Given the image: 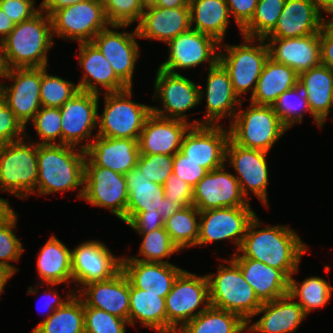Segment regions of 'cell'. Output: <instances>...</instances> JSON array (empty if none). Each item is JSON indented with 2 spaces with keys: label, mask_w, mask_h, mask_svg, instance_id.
I'll use <instances>...</instances> for the list:
<instances>
[{
  "label": "cell",
  "mask_w": 333,
  "mask_h": 333,
  "mask_svg": "<svg viewBox=\"0 0 333 333\" xmlns=\"http://www.w3.org/2000/svg\"><path fill=\"white\" fill-rule=\"evenodd\" d=\"M260 224L261 221L255 215L247 227L239 250L232 257L258 260L281 270L288 278L298 273L302 255L308 251V246L298 233L290 226L268 225L261 228Z\"/></svg>",
  "instance_id": "cell-1"
},
{
  "label": "cell",
  "mask_w": 333,
  "mask_h": 333,
  "mask_svg": "<svg viewBox=\"0 0 333 333\" xmlns=\"http://www.w3.org/2000/svg\"><path fill=\"white\" fill-rule=\"evenodd\" d=\"M85 158V150L75 146L38 144L36 193L47 196L51 193L78 189L77 197L82 199Z\"/></svg>",
  "instance_id": "cell-2"
},
{
  "label": "cell",
  "mask_w": 333,
  "mask_h": 333,
  "mask_svg": "<svg viewBox=\"0 0 333 333\" xmlns=\"http://www.w3.org/2000/svg\"><path fill=\"white\" fill-rule=\"evenodd\" d=\"M53 39L51 17L42 10L15 24L0 42L6 69L47 67Z\"/></svg>",
  "instance_id": "cell-3"
},
{
  "label": "cell",
  "mask_w": 333,
  "mask_h": 333,
  "mask_svg": "<svg viewBox=\"0 0 333 333\" xmlns=\"http://www.w3.org/2000/svg\"><path fill=\"white\" fill-rule=\"evenodd\" d=\"M228 265H219L217 273L208 274L210 305L238 314L252 322L262 306L253 288L245 281L240 267L230 258Z\"/></svg>",
  "instance_id": "cell-4"
},
{
  "label": "cell",
  "mask_w": 333,
  "mask_h": 333,
  "mask_svg": "<svg viewBox=\"0 0 333 333\" xmlns=\"http://www.w3.org/2000/svg\"><path fill=\"white\" fill-rule=\"evenodd\" d=\"M132 87L103 93L104 110L98 114L97 136L138 140L152 106L132 101Z\"/></svg>",
  "instance_id": "cell-5"
},
{
  "label": "cell",
  "mask_w": 333,
  "mask_h": 333,
  "mask_svg": "<svg viewBox=\"0 0 333 333\" xmlns=\"http://www.w3.org/2000/svg\"><path fill=\"white\" fill-rule=\"evenodd\" d=\"M228 129L235 144L267 153L288 131L272 106L251 102L246 110L237 111Z\"/></svg>",
  "instance_id": "cell-6"
},
{
  "label": "cell",
  "mask_w": 333,
  "mask_h": 333,
  "mask_svg": "<svg viewBox=\"0 0 333 333\" xmlns=\"http://www.w3.org/2000/svg\"><path fill=\"white\" fill-rule=\"evenodd\" d=\"M243 44H220L218 62L228 72L234 92L239 96L251 91L253 96L259 76L269 58V49L265 39H254L242 36ZM255 42H259L255 43ZM257 45H255V44Z\"/></svg>",
  "instance_id": "cell-7"
},
{
  "label": "cell",
  "mask_w": 333,
  "mask_h": 333,
  "mask_svg": "<svg viewBox=\"0 0 333 333\" xmlns=\"http://www.w3.org/2000/svg\"><path fill=\"white\" fill-rule=\"evenodd\" d=\"M30 143L23 138L0 145L1 192H9L20 199L36 193L38 144Z\"/></svg>",
  "instance_id": "cell-8"
},
{
  "label": "cell",
  "mask_w": 333,
  "mask_h": 333,
  "mask_svg": "<svg viewBox=\"0 0 333 333\" xmlns=\"http://www.w3.org/2000/svg\"><path fill=\"white\" fill-rule=\"evenodd\" d=\"M165 304L167 333H177L188 321L210 306L207 276L183 270L165 297Z\"/></svg>",
  "instance_id": "cell-9"
},
{
  "label": "cell",
  "mask_w": 333,
  "mask_h": 333,
  "mask_svg": "<svg viewBox=\"0 0 333 333\" xmlns=\"http://www.w3.org/2000/svg\"><path fill=\"white\" fill-rule=\"evenodd\" d=\"M200 87L192 80L179 73H171L161 68L157 69L154 82L153 99H160L163 108L152 106V113L169 119L190 123L192 126L202 125V121H188L185 114L200 103Z\"/></svg>",
  "instance_id": "cell-10"
},
{
  "label": "cell",
  "mask_w": 333,
  "mask_h": 333,
  "mask_svg": "<svg viewBox=\"0 0 333 333\" xmlns=\"http://www.w3.org/2000/svg\"><path fill=\"white\" fill-rule=\"evenodd\" d=\"M52 34L78 43L93 38L111 24L100 0H87L55 11L51 16Z\"/></svg>",
  "instance_id": "cell-11"
},
{
  "label": "cell",
  "mask_w": 333,
  "mask_h": 333,
  "mask_svg": "<svg viewBox=\"0 0 333 333\" xmlns=\"http://www.w3.org/2000/svg\"><path fill=\"white\" fill-rule=\"evenodd\" d=\"M82 199L92 206L109 209L126 223L128 189L123 174L102 166H84Z\"/></svg>",
  "instance_id": "cell-12"
},
{
  "label": "cell",
  "mask_w": 333,
  "mask_h": 333,
  "mask_svg": "<svg viewBox=\"0 0 333 333\" xmlns=\"http://www.w3.org/2000/svg\"><path fill=\"white\" fill-rule=\"evenodd\" d=\"M99 98V94L79 91L60 107L61 144L85 150L92 143L93 130L98 127ZM83 140L86 143L82 144Z\"/></svg>",
  "instance_id": "cell-13"
},
{
  "label": "cell",
  "mask_w": 333,
  "mask_h": 333,
  "mask_svg": "<svg viewBox=\"0 0 333 333\" xmlns=\"http://www.w3.org/2000/svg\"><path fill=\"white\" fill-rule=\"evenodd\" d=\"M267 152L241 147L229 139L226 146L225 164L238 174L235 178L243 196L249 201V193L255 195L268 208L267 186L269 171ZM229 162V163H228Z\"/></svg>",
  "instance_id": "cell-14"
},
{
  "label": "cell",
  "mask_w": 333,
  "mask_h": 333,
  "mask_svg": "<svg viewBox=\"0 0 333 333\" xmlns=\"http://www.w3.org/2000/svg\"><path fill=\"white\" fill-rule=\"evenodd\" d=\"M256 213L251 206L225 207L200 211L197 246L231 239L239 250L250 221Z\"/></svg>",
  "instance_id": "cell-15"
},
{
  "label": "cell",
  "mask_w": 333,
  "mask_h": 333,
  "mask_svg": "<svg viewBox=\"0 0 333 333\" xmlns=\"http://www.w3.org/2000/svg\"><path fill=\"white\" fill-rule=\"evenodd\" d=\"M5 79L14 83H0V94L16 119L26 129L29 121L40 110L41 67L7 69Z\"/></svg>",
  "instance_id": "cell-16"
},
{
  "label": "cell",
  "mask_w": 333,
  "mask_h": 333,
  "mask_svg": "<svg viewBox=\"0 0 333 333\" xmlns=\"http://www.w3.org/2000/svg\"><path fill=\"white\" fill-rule=\"evenodd\" d=\"M130 25H113L100 31L92 40L109 61L116 76L127 86L133 85L135 65L140 57L137 28L134 32H118L113 29L127 28ZM109 27H111L109 29Z\"/></svg>",
  "instance_id": "cell-17"
},
{
  "label": "cell",
  "mask_w": 333,
  "mask_h": 333,
  "mask_svg": "<svg viewBox=\"0 0 333 333\" xmlns=\"http://www.w3.org/2000/svg\"><path fill=\"white\" fill-rule=\"evenodd\" d=\"M229 129L221 124L191 126L186 132L180 152L208 172L225 165Z\"/></svg>",
  "instance_id": "cell-18"
},
{
  "label": "cell",
  "mask_w": 333,
  "mask_h": 333,
  "mask_svg": "<svg viewBox=\"0 0 333 333\" xmlns=\"http://www.w3.org/2000/svg\"><path fill=\"white\" fill-rule=\"evenodd\" d=\"M169 57L159 68L171 73L177 69L194 68L208 62L213 67L218 62L220 43L213 37L190 29L168 43Z\"/></svg>",
  "instance_id": "cell-19"
},
{
  "label": "cell",
  "mask_w": 333,
  "mask_h": 333,
  "mask_svg": "<svg viewBox=\"0 0 333 333\" xmlns=\"http://www.w3.org/2000/svg\"><path fill=\"white\" fill-rule=\"evenodd\" d=\"M121 259L103 242L85 241L71 250L73 281L83 287L94 281L108 280L121 270Z\"/></svg>",
  "instance_id": "cell-20"
},
{
  "label": "cell",
  "mask_w": 333,
  "mask_h": 333,
  "mask_svg": "<svg viewBox=\"0 0 333 333\" xmlns=\"http://www.w3.org/2000/svg\"><path fill=\"white\" fill-rule=\"evenodd\" d=\"M225 169L224 165L209 171L193 188L192 204L199 211L251 205L234 174Z\"/></svg>",
  "instance_id": "cell-21"
},
{
  "label": "cell",
  "mask_w": 333,
  "mask_h": 333,
  "mask_svg": "<svg viewBox=\"0 0 333 333\" xmlns=\"http://www.w3.org/2000/svg\"><path fill=\"white\" fill-rule=\"evenodd\" d=\"M207 69L206 90L199 86L200 102L203 97L206 98V115L204 116L205 120H202V125H216V122L218 125L224 117L233 120L238 107H242L243 100L238 98L234 92L228 72L219 62ZM237 104L238 107H236Z\"/></svg>",
  "instance_id": "cell-22"
},
{
  "label": "cell",
  "mask_w": 333,
  "mask_h": 333,
  "mask_svg": "<svg viewBox=\"0 0 333 333\" xmlns=\"http://www.w3.org/2000/svg\"><path fill=\"white\" fill-rule=\"evenodd\" d=\"M75 293L88 307L103 310L129 322L130 282L122 270L108 280L88 283L76 289Z\"/></svg>",
  "instance_id": "cell-23"
},
{
  "label": "cell",
  "mask_w": 333,
  "mask_h": 333,
  "mask_svg": "<svg viewBox=\"0 0 333 333\" xmlns=\"http://www.w3.org/2000/svg\"><path fill=\"white\" fill-rule=\"evenodd\" d=\"M85 149L84 166H102L125 175L137 166L140 155L138 140L100 137L94 134Z\"/></svg>",
  "instance_id": "cell-24"
},
{
  "label": "cell",
  "mask_w": 333,
  "mask_h": 333,
  "mask_svg": "<svg viewBox=\"0 0 333 333\" xmlns=\"http://www.w3.org/2000/svg\"><path fill=\"white\" fill-rule=\"evenodd\" d=\"M325 20L315 0H286L275 28L265 38L320 34Z\"/></svg>",
  "instance_id": "cell-25"
},
{
  "label": "cell",
  "mask_w": 333,
  "mask_h": 333,
  "mask_svg": "<svg viewBox=\"0 0 333 333\" xmlns=\"http://www.w3.org/2000/svg\"><path fill=\"white\" fill-rule=\"evenodd\" d=\"M192 125L185 121L151 114L138 139L140 155L166 154L174 156Z\"/></svg>",
  "instance_id": "cell-26"
},
{
  "label": "cell",
  "mask_w": 333,
  "mask_h": 333,
  "mask_svg": "<svg viewBox=\"0 0 333 333\" xmlns=\"http://www.w3.org/2000/svg\"><path fill=\"white\" fill-rule=\"evenodd\" d=\"M268 39L269 58L300 74L321 64L320 34L296 38Z\"/></svg>",
  "instance_id": "cell-27"
},
{
  "label": "cell",
  "mask_w": 333,
  "mask_h": 333,
  "mask_svg": "<svg viewBox=\"0 0 333 333\" xmlns=\"http://www.w3.org/2000/svg\"><path fill=\"white\" fill-rule=\"evenodd\" d=\"M79 64L83 68V77L79 81V91L100 95L101 86L104 93L120 92L128 87L116 76L112 66L93 42L79 43Z\"/></svg>",
  "instance_id": "cell-28"
},
{
  "label": "cell",
  "mask_w": 333,
  "mask_h": 333,
  "mask_svg": "<svg viewBox=\"0 0 333 333\" xmlns=\"http://www.w3.org/2000/svg\"><path fill=\"white\" fill-rule=\"evenodd\" d=\"M121 270L134 288L165 298L184 269L172 263L143 262L122 256Z\"/></svg>",
  "instance_id": "cell-29"
},
{
  "label": "cell",
  "mask_w": 333,
  "mask_h": 333,
  "mask_svg": "<svg viewBox=\"0 0 333 333\" xmlns=\"http://www.w3.org/2000/svg\"><path fill=\"white\" fill-rule=\"evenodd\" d=\"M136 28L139 38L168 43L179 34L191 29L190 7H147Z\"/></svg>",
  "instance_id": "cell-30"
},
{
  "label": "cell",
  "mask_w": 333,
  "mask_h": 333,
  "mask_svg": "<svg viewBox=\"0 0 333 333\" xmlns=\"http://www.w3.org/2000/svg\"><path fill=\"white\" fill-rule=\"evenodd\" d=\"M259 314H263L259 320L254 323H246V332L293 333L307 317L301 306L289 293L278 299L262 303L254 316Z\"/></svg>",
  "instance_id": "cell-31"
},
{
  "label": "cell",
  "mask_w": 333,
  "mask_h": 333,
  "mask_svg": "<svg viewBox=\"0 0 333 333\" xmlns=\"http://www.w3.org/2000/svg\"><path fill=\"white\" fill-rule=\"evenodd\" d=\"M240 267L245 281L264 303L282 297L289 292V278L279 269L245 257H231Z\"/></svg>",
  "instance_id": "cell-32"
},
{
  "label": "cell",
  "mask_w": 333,
  "mask_h": 333,
  "mask_svg": "<svg viewBox=\"0 0 333 333\" xmlns=\"http://www.w3.org/2000/svg\"><path fill=\"white\" fill-rule=\"evenodd\" d=\"M37 256V272L43 284L55 286L73 283L71 249L52 235Z\"/></svg>",
  "instance_id": "cell-33"
},
{
  "label": "cell",
  "mask_w": 333,
  "mask_h": 333,
  "mask_svg": "<svg viewBox=\"0 0 333 333\" xmlns=\"http://www.w3.org/2000/svg\"><path fill=\"white\" fill-rule=\"evenodd\" d=\"M308 93L307 102L311 114L322 124L333 107V71L320 64L299 74Z\"/></svg>",
  "instance_id": "cell-34"
},
{
  "label": "cell",
  "mask_w": 333,
  "mask_h": 333,
  "mask_svg": "<svg viewBox=\"0 0 333 333\" xmlns=\"http://www.w3.org/2000/svg\"><path fill=\"white\" fill-rule=\"evenodd\" d=\"M128 189L126 223L142 211L157 210L161 214L164 185L151 182L136 166L125 175Z\"/></svg>",
  "instance_id": "cell-35"
},
{
  "label": "cell",
  "mask_w": 333,
  "mask_h": 333,
  "mask_svg": "<svg viewBox=\"0 0 333 333\" xmlns=\"http://www.w3.org/2000/svg\"><path fill=\"white\" fill-rule=\"evenodd\" d=\"M298 80L299 74L292 68L268 58L259 76L256 90L249 100L257 105L272 106L277 98L284 91L292 89Z\"/></svg>",
  "instance_id": "cell-36"
},
{
  "label": "cell",
  "mask_w": 333,
  "mask_h": 333,
  "mask_svg": "<svg viewBox=\"0 0 333 333\" xmlns=\"http://www.w3.org/2000/svg\"><path fill=\"white\" fill-rule=\"evenodd\" d=\"M189 7L191 29L209 35L223 44L230 25L226 0H189Z\"/></svg>",
  "instance_id": "cell-37"
},
{
  "label": "cell",
  "mask_w": 333,
  "mask_h": 333,
  "mask_svg": "<svg viewBox=\"0 0 333 333\" xmlns=\"http://www.w3.org/2000/svg\"><path fill=\"white\" fill-rule=\"evenodd\" d=\"M138 320L142 327L158 333H167V313L165 298L160 294L148 293L130 284L129 324L135 326Z\"/></svg>",
  "instance_id": "cell-38"
},
{
  "label": "cell",
  "mask_w": 333,
  "mask_h": 333,
  "mask_svg": "<svg viewBox=\"0 0 333 333\" xmlns=\"http://www.w3.org/2000/svg\"><path fill=\"white\" fill-rule=\"evenodd\" d=\"M246 323L238 314L210 305L177 333H244Z\"/></svg>",
  "instance_id": "cell-39"
},
{
  "label": "cell",
  "mask_w": 333,
  "mask_h": 333,
  "mask_svg": "<svg viewBox=\"0 0 333 333\" xmlns=\"http://www.w3.org/2000/svg\"><path fill=\"white\" fill-rule=\"evenodd\" d=\"M31 333H85L83 300L75 293Z\"/></svg>",
  "instance_id": "cell-40"
},
{
  "label": "cell",
  "mask_w": 333,
  "mask_h": 333,
  "mask_svg": "<svg viewBox=\"0 0 333 333\" xmlns=\"http://www.w3.org/2000/svg\"><path fill=\"white\" fill-rule=\"evenodd\" d=\"M333 286L324 278L318 276L307 277L301 282H296L293 275L289 278V295L301 306L304 313L308 314L315 309L327 306L332 298Z\"/></svg>",
  "instance_id": "cell-41"
},
{
  "label": "cell",
  "mask_w": 333,
  "mask_h": 333,
  "mask_svg": "<svg viewBox=\"0 0 333 333\" xmlns=\"http://www.w3.org/2000/svg\"><path fill=\"white\" fill-rule=\"evenodd\" d=\"M197 218H200V211L192 204L178 210L164 221L165 230L180 251L197 246L199 237Z\"/></svg>",
  "instance_id": "cell-42"
},
{
  "label": "cell",
  "mask_w": 333,
  "mask_h": 333,
  "mask_svg": "<svg viewBox=\"0 0 333 333\" xmlns=\"http://www.w3.org/2000/svg\"><path fill=\"white\" fill-rule=\"evenodd\" d=\"M307 97L308 93L305 86L298 80L292 89L284 91L272 105L273 110L288 130L295 124L302 123L303 116L307 112L313 117L314 123L320 128L323 126L311 114Z\"/></svg>",
  "instance_id": "cell-43"
},
{
  "label": "cell",
  "mask_w": 333,
  "mask_h": 333,
  "mask_svg": "<svg viewBox=\"0 0 333 333\" xmlns=\"http://www.w3.org/2000/svg\"><path fill=\"white\" fill-rule=\"evenodd\" d=\"M286 0H259L251 20L241 29L242 36L264 39L276 26Z\"/></svg>",
  "instance_id": "cell-44"
},
{
  "label": "cell",
  "mask_w": 333,
  "mask_h": 333,
  "mask_svg": "<svg viewBox=\"0 0 333 333\" xmlns=\"http://www.w3.org/2000/svg\"><path fill=\"white\" fill-rule=\"evenodd\" d=\"M141 235L142 242L139 248V255L143 258L130 256L131 259L143 262H162L164 258H171L174 253L180 252V250L173 244L168 232L164 227L150 231V232H137Z\"/></svg>",
  "instance_id": "cell-45"
},
{
  "label": "cell",
  "mask_w": 333,
  "mask_h": 333,
  "mask_svg": "<svg viewBox=\"0 0 333 333\" xmlns=\"http://www.w3.org/2000/svg\"><path fill=\"white\" fill-rule=\"evenodd\" d=\"M18 215L14 211L6 219L0 221V270L9 277L14 276L19 269L10 264V261H19L24 251L22 241L14 233L17 226Z\"/></svg>",
  "instance_id": "cell-46"
},
{
  "label": "cell",
  "mask_w": 333,
  "mask_h": 333,
  "mask_svg": "<svg viewBox=\"0 0 333 333\" xmlns=\"http://www.w3.org/2000/svg\"><path fill=\"white\" fill-rule=\"evenodd\" d=\"M40 100L42 107H62L79 92L78 85L59 76L49 75L47 67H41Z\"/></svg>",
  "instance_id": "cell-47"
},
{
  "label": "cell",
  "mask_w": 333,
  "mask_h": 333,
  "mask_svg": "<svg viewBox=\"0 0 333 333\" xmlns=\"http://www.w3.org/2000/svg\"><path fill=\"white\" fill-rule=\"evenodd\" d=\"M32 126L37 132L40 145L61 144L60 108L41 107L32 119ZM59 137V142L56 139Z\"/></svg>",
  "instance_id": "cell-48"
},
{
  "label": "cell",
  "mask_w": 333,
  "mask_h": 333,
  "mask_svg": "<svg viewBox=\"0 0 333 333\" xmlns=\"http://www.w3.org/2000/svg\"><path fill=\"white\" fill-rule=\"evenodd\" d=\"M127 325V320L84 303L85 333H126Z\"/></svg>",
  "instance_id": "cell-49"
},
{
  "label": "cell",
  "mask_w": 333,
  "mask_h": 333,
  "mask_svg": "<svg viewBox=\"0 0 333 333\" xmlns=\"http://www.w3.org/2000/svg\"><path fill=\"white\" fill-rule=\"evenodd\" d=\"M105 8L107 20L113 25H132L141 21L144 7L140 0H100Z\"/></svg>",
  "instance_id": "cell-50"
},
{
  "label": "cell",
  "mask_w": 333,
  "mask_h": 333,
  "mask_svg": "<svg viewBox=\"0 0 333 333\" xmlns=\"http://www.w3.org/2000/svg\"><path fill=\"white\" fill-rule=\"evenodd\" d=\"M174 156L166 154L139 155L137 167L151 182L164 185L173 173Z\"/></svg>",
  "instance_id": "cell-51"
},
{
  "label": "cell",
  "mask_w": 333,
  "mask_h": 333,
  "mask_svg": "<svg viewBox=\"0 0 333 333\" xmlns=\"http://www.w3.org/2000/svg\"><path fill=\"white\" fill-rule=\"evenodd\" d=\"M31 140L26 129L16 119L14 113L7 106L5 98L0 94V145L23 139Z\"/></svg>",
  "instance_id": "cell-52"
},
{
  "label": "cell",
  "mask_w": 333,
  "mask_h": 333,
  "mask_svg": "<svg viewBox=\"0 0 333 333\" xmlns=\"http://www.w3.org/2000/svg\"><path fill=\"white\" fill-rule=\"evenodd\" d=\"M173 173L194 188L208 171L178 151L174 155Z\"/></svg>",
  "instance_id": "cell-53"
},
{
  "label": "cell",
  "mask_w": 333,
  "mask_h": 333,
  "mask_svg": "<svg viewBox=\"0 0 333 333\" xmlns=\"http://www.w3.org/2000/svg\"><path fill=\"white\" fill-rule=\"evenodd\" d=\"M1 9L15 23L31 19L41 8L35 7V0H0Z\"/></svg>",
  "instance_id": "cell-54"
},
{
  "label": "cell",
  "mask_w": 333,
  "mask_h": 333,
  "mask_svg": "<svg viewBox=\"0 0 333 333\" xmlns=\"http://www.w3.org/2000/svg\"><path fill=\"white\" fill-rule=\"evenodd\" d=\"M164 197L179 201L184 207L192 205L193 188L172 173L164 184Z\"/></svg>",
  "instance_id": "cell-55"
},
{
  "label": "cell",
  "mask_w": 333,
  "mask_h": 333,
  "mask_svg": "<svg viewBox=\"0 0 333 333\" xmlns=\"http://www.w3.org/2000/svg\"><path fill=\"white\" fill-rule=\"evenodd\" d=\"M126 224L136 232H150L164 227V219L153 209L136 213Z\"/></svg>",
  "instance_id": "cell-56"
},
{
  "label": "cell",
  "mask_w": 333,
  "mask_h": 333,
  "mask_svg": "<svg viewBox=\"0 0 333 333\" xmlns=\"http://www.w3.org/2000/svg\"><path fill=\"white\" fill-rule=\"evenodd\" d=\"M258 1L259 0H226L230 16L234 17L239 31L251 20Z\"/></svg>",
  "instance_id": "cell-57"
},
{
  "label": "cell",
  "mask_w": 333,
  "mask_h": 333,
  "mask_svg": "<svg viewBox=\"0 0 333 333\" xmlns=\"http://www.w3.org/2000/svg\"><path fill=\"white\" fill-rule=\"evenodd\" d=\"M321 64L333 71V19L325 20L320 31Z\"/></svg>",
  "instance_id": "cell-58"
},
{
  "label": "cell",
  "mask_w": 333,
  "mask_h": 333,
  "mask_svg": "<svg viewBox=\"0 0 333 333\" xmlns=\"http://www.w3.org/2000/svg\"><path fill=\"white\" fill-rule=\"evenodd\" d=\"M57 290H53L52 289L45 294L46 297L49 296V300H46L45 302H43L42 308H44L45 310L48 309L47 313V317L48 318L56 309L62 307L74 294L75 292H69L68 296L66 295V299L63 297H61L59 294L56 293ZM42 310V309H41Z\"/></svg>",
  "instance_id": "cell-59"
},
{
  "label": "cell",
  "mask_w": 333,
  "mask_h": 333,
  "mask_svg": "<svg viewBox=\"0 0 333 333\" xmlns=\"http://www.w3.org/2000/svg\"><path fill=\"white\" fill-rule=\"evenodd\" d=\"M85 1L87 0H43L40 4V8L43 12L51 16L55 11L61 8Z\"/></svg>",
  "instance_id": "cell-60"
},
{
  "label": "cell",
  "mask_w": 333,
  "mask_h": 333,
  "mask_svg": "<svg viewBox=\"0 0 333 333\" xmlns=\"http://www.w3.org/2000/svg\"><path fill=\"white\" fill-rule=\"evenodd\" d=\"M182 208H184V206L179 201H172L171 199L164 197L161 205V216L165 221L168 217L172 216L175 212L181 210Z\"/></svg>",
  "instance_id": "cell-61"
},
{
  "label": "cell",
  "mask_w": 333,
  "mask_h": 333,
  "mask_svg": "<svg viewBox=\"0 0 333 333\" xmlns=\"http://www.w3.org/2000/svg\"><path fill=\"white\" fill-rule=\"evenodd\" d=\"M15 23L0 7V42L13 30Z\"/></svg>",
  "instance_id": "cell-62"
},
{
  "label": "cell",
  "mask_w": 333,
  "mask_h": 333,
  "mask_svg": "<svg viewBox=\"0 0 333 333\" xmlns=\"http://www.w3.org/2000/svg\"><path fill=\"white\" fill-rule=\"evenodd\" d=\"M155 6L160 8L189 7V0H158Z\"/></svg>",
  "instance_id": "cell-63"
},
{
  "label": "cell",
  "mask_w": 333,
  "mask_h": 333,
  "mask_svg": "<svg viewBox=\"0 0 333 333\" xmlns=\"http://www.w3.org/2000/svg\"><path fill=\"white\" fill-rule=\"evenodd\" d=\"M14 212V209L10 207V203L0 197V221L6 219Z\"/></svg>",
  "instance_id": "cell-64"
},
{
  "label": "cell",
  "mask_w": 333,
  "mask_h": 333,
  "mask_svg": "<svg viewBox=\"0 0 333 333\" xmlns=\"http://www.w3.org/2000/svg\"><path fill=\"white\" fill-rule=\"evenodd\" d=\"M321 11V13L326 12L330 15V19H333V0H315Z\"/></svg>",
  "instance_id": "cell-65"
},
{
  "label": "cell",
  "mask_w": 333,
  "mask_h": 333,
  "mask_svg": "<svg viewBox=\"0 0 333 333\" xmlns=\"http://www.w3.org/2000/svg\"><path fill=\"white\" fill-rule=\"evenodd\" d=\"M11 277H9L5 272L0 270V295L3 293L5 285L9 281Z\"/></svg>",
  "instance_id": "cell-66"
},
{
  "label": "cell",
  "mask_w": 333,
  "mask_h": 333,
  "mask_svg": "<svg viewBox=\"0 0 333 333\" xmlns=\"http://www.w3.org/2000/svg\"><path fill=\"white\" fill-rule=\"evenodd\" d=\"M6 66L3 59L2 47L0 43V77L4 78L6 74ZM1 83V82H0Z\"/></svg>",
  "instance_id": "cell-67"
},
{
  "label": "cell",
  "mask_w": 333,
  "mask_h": 333,
  "mask_svg": "<svg viewBox=\"0 0 333 333\" xmlns=\"http://www.w3.org/2000/svg\"><path fill=\"white\" fill-rule=\"evenodd\" d=\"M141 5L145 8L155 6L158 0H140Z\"/></svg>",
  "instance_id": "cell-68"
}]
</instances>
